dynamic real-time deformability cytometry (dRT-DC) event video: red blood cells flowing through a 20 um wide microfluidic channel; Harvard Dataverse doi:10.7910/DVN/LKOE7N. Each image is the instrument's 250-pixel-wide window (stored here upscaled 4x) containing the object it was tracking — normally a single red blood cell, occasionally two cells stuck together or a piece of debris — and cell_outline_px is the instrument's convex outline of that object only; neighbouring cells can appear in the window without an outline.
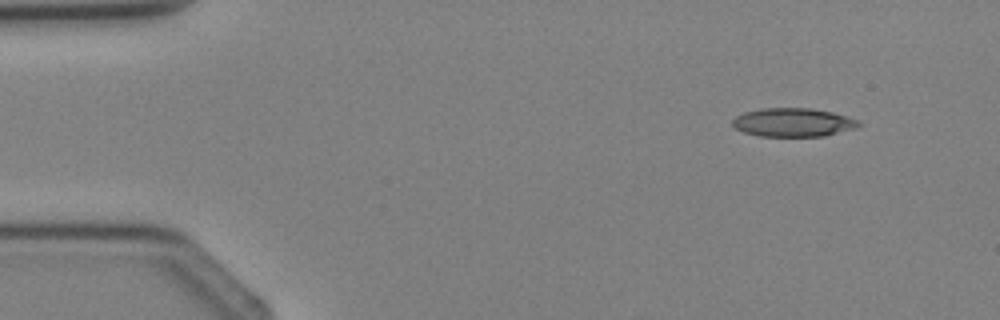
{"species": "Egyptian fruit bat (a non-hibernating species)", "species_latin": "Rousettus aegyptiacus", "temperature_condition": "cold", "stored_images_in_passage": 4, "segment_of_instrument_passage": [1, 2], "camera_frame_rate_fps": 3000, "um_per_image_px": 0.085, "animal": {"sex": "female"}, "frame": {"image": 1, "passage_image": 1, "time_ms": 0.0, "image_size_px": [1000, 320], "cell_outline_px": [[864, 124], [856, 128], [824, 136], [760, 136], [744, 132], [736, 128], [732, 124], [732, 120], [736, 116], [744, 112], [764, 108], [812, 108], [832, 112], [848, 116], [860, 120]], "centroid_in_image_um": [67.47, 10.4], "position_along_channel_um": 17.5, "area_um2": 21.15}}
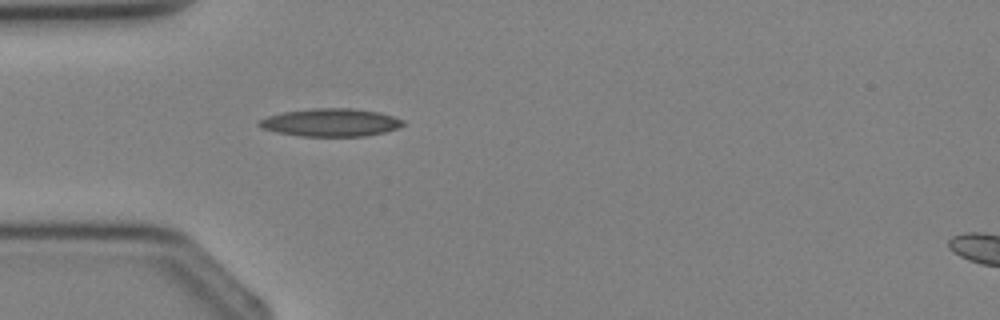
{"frame": {"image": 2, "passage_image": 3, "time_ms": 2.333, "image_size_px": [1000, 320], "cell_outline_px": [[408, 124], [384, 132], [364, 136], [300, 136], [276, 132], [260, 128], [256, 124], [260, 120], [268, 116], [284, 112], [312, 108], [352, 108], [380, 112], [404, 120]], "centroid_in_image_um": [28.12, 10.41], "position_along_channel_um": 56.9, "area_um2": 23.47}}